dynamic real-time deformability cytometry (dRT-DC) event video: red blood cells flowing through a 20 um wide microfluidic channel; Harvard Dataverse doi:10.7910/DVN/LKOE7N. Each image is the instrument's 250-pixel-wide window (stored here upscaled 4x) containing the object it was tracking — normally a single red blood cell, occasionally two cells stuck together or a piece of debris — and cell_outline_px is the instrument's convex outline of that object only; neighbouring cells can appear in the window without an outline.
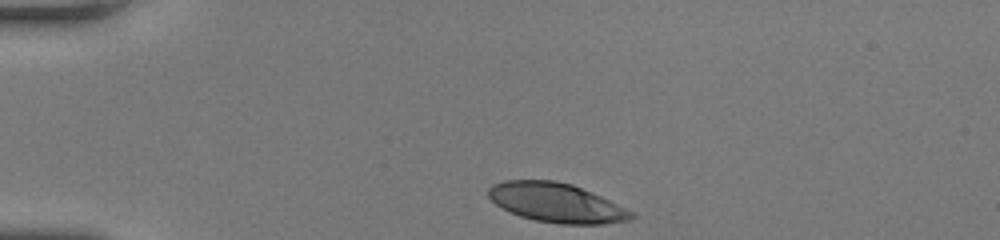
{"species": "human", "species_latin": "Homo sapiens", "temperature_condition": "room temperature", "stored_images_in_passage": 31, "camera_frame_rate_fps": 3000, "um_per_image_px": 0.085, "donor": {"sex": "female"}, "frame": {"image": 1, "passage_image": 1, "time_ms": 0.0, "image_size_px": [1000, 240], "cell_outline_px": [[636, 216], [632, 220], [604, 224], [560, 224], [536, 220], [520, 216], [496, 204], [488, 196], [488, 188], [492, 184], [504, 180], [556, 180], [572, 184], [592, 192], [632, 212]], "centroid_in_image_um": [47.29, 17.23], "position_along_channel_um": 37.7, "area_um2": 32.54}}
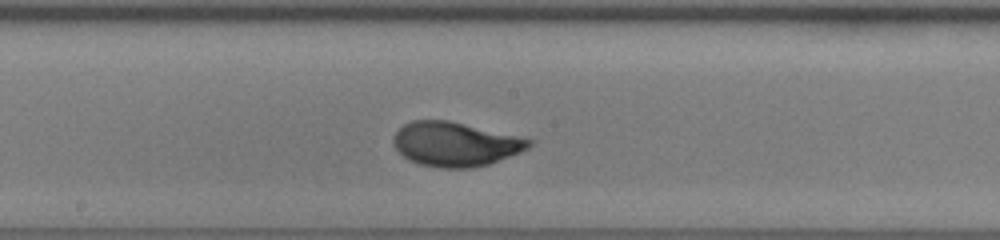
{"frame": {"image": 2, "passage_image": 17, "time_ms": 5.333, "image_size_px": [1000, 240], "cell_outline_px": [[532, 144], [528, 148], [520, 152], [488, 164], [472, 168], [440, 168], [416, 164], [408, 160], [392, 144], [392, 140], [396, 132], [404, 124], [412, 120], [448, 120], [516, 136], [532, 140]], "centroid_in_image_um": [38.65, 12.26], "position_along_channel_um": 209.6, "area_um2": 34.74}}
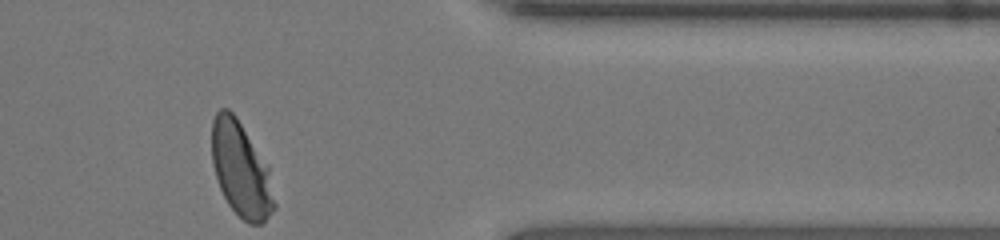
{"frame": {"image": 3, "passage_image": 31, "time_ms": 10.0, "image_size_px": [1000, 240], "cell_outline_px": [[276, 208], [260, 224], [248, 224], [228, 204], [220, 188], [212, 164], [212, 120], [216, 112], [220, 108], [228, 108], [236, 116], [268, 168], [276, 204]], "centroid_in_image_um": [20.46, 14.41], "position_along_channel_um": 390.9, "area_um2": 33.99}, "authors_computed_cell_mechanics": {"area_um2": 34.0442, "velocity_mm_per_s": 4.2212, "shape_relaxation_time_tau1_ms": 2.3507, "shape_relaxation_time_tau2_ms": null, "deformation_change_tau1": 0.1641, "deformation_change_tau2": null}}